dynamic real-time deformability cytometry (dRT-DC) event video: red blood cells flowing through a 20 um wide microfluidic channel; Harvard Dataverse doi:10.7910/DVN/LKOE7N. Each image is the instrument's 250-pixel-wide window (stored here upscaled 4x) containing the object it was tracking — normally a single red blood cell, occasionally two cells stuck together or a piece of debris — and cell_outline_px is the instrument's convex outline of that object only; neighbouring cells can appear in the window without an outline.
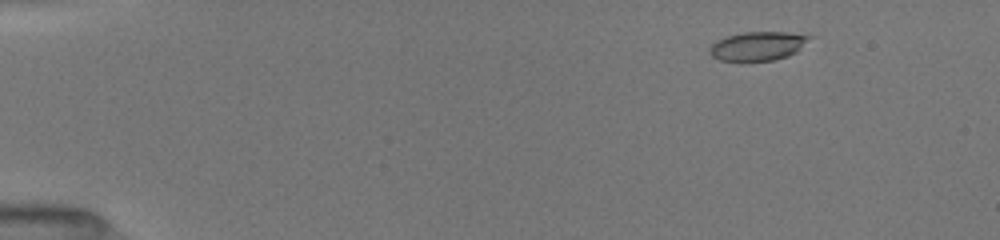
{"species": "common noctule bat (a hibernating species)", "species_latin": "Nyctalus noctula", "temperature_condition": "room temperature", "stored_images_in_passage": 52, "camera_frame_rate_fps": 3000, "um_per_image_px": 0.085, "animal": {"sex": "female", "body_mass_g": 19.5, "forearm_length_mm": 54.1}, "frame": {"image": 1, "passage_image": 7, "time_ms": 1.333, "image_size_px": [1000, 240], "cell_outline_px": [[816, 36], [796, 52], [788, 56], [776, 60], [720, 60], [712, 56], [708, 52], [708, 48], [716, 40], [728, 36], [744, 32], [784, 32]], "centroid_in_image_um": [64.45, 3.9], "position_along_channel_um": 20.5, "area_um2": 16.82}}
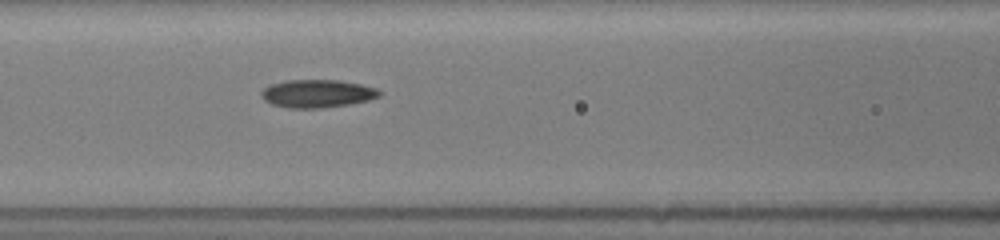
{"frame": {"image": 2, "passage_image": 28, "time_ms": 7.0, "image_size_px": [1000, 240], "cell_outline_px": [[380, 96], [368, 100], [348, 104], [324, 108], [288, 108], [272, 104], [264, 100], [260, 96], [260, 92], [268, 84], [288, 80], [340, 80], [360, 84], [376, 88], [380, 92]], "centroid_in_image_um": [26.92, 7.95], "position_along_channel_um": 139.7, "area_um2": 19.31}}
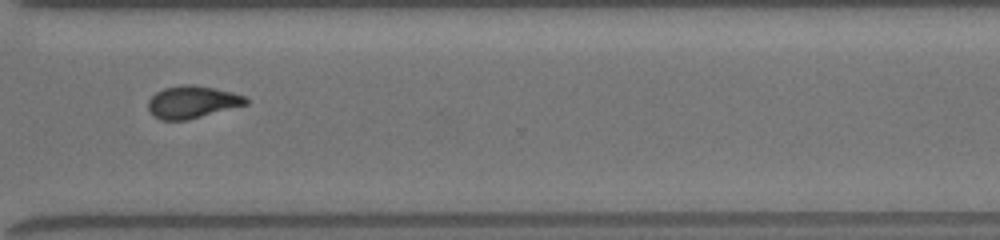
{"frame": {"image": 3, "passage_image": 51, "time_ms": 12.333, "image_size_px": [1000, 240], "cell_outline_px": [[248, 104], [188, 120], [160, 120], [152, 116], [148, 112], [148, 100], [156, 92], [164, 88], [180, 84], [196, 84], [216, 88], [232, 92], [244, 96], [248, 100]], "centroid_in_image_um": [16.31, 8.67], "position_along_channel_um": 354.3, "area_um2": 18.73}}